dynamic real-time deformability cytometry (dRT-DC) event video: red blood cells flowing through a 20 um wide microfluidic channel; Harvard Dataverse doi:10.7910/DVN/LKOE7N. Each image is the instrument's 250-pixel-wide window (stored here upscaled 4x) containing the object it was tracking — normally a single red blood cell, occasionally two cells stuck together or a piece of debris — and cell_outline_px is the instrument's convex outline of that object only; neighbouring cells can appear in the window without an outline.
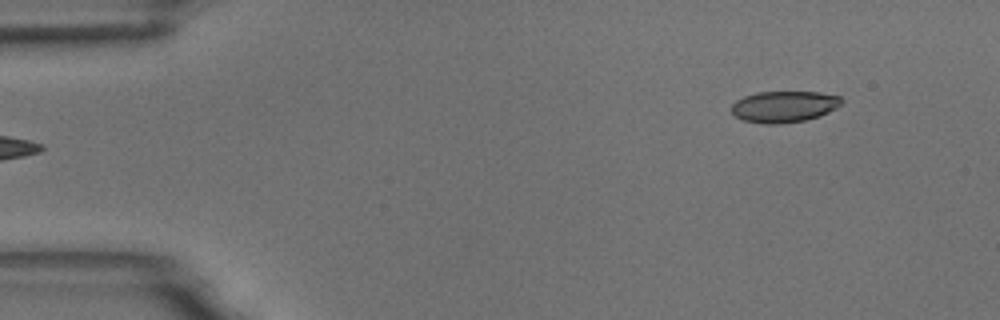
{"species": "common noctule bat (a hibernating species)", "species_latin": "Nyctalus noctula", "temperature_condition": "room temperature", "stored_images_in_passage": 6, "segment_of_instrument_passage": [2, 2], "camera_frame_rate_fps": 3000, "um_per_image_px": 0.085, "animal": {"sex": "male", "body_mass_g": 18.8}, "frame": {"image": 1, "passage_image": 6, "time_ms": 5.667, "image_size_px": [1000, 320], "cell_outline_px": [[844, 100], [836, 108], [820, 116], [804, 120], [780, 124], [764, 124], [744, 120], [736, 116], [732, 112], [732, 104], [736, 100], [744, 96], [756, 92], [820, 92], [840, 96]], "centroid_in_image_um": [66.65, 9.05], "position_along_channel_um": 18.3, "area_um2": 20.11}}